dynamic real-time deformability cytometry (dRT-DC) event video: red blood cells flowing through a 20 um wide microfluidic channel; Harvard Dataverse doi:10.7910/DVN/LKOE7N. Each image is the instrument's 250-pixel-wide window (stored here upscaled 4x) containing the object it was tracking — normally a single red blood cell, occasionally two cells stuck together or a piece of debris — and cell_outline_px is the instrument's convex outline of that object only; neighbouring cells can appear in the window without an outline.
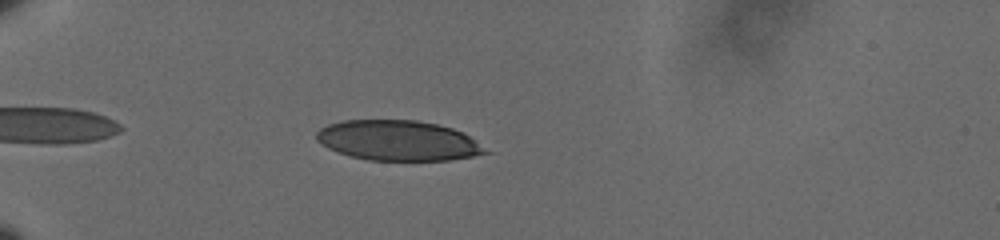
{"species": "human", "species_latin": "Homo sapiens", "temperature_condition": "cold", "stored_images_in_passage": 42, "camera_frame_rate_fps": 3000, "um_per_image_px": 0.085, "donor": {"sex": "male"}, "frame": {"image": 1, "passage_image": 6, "time_ms": 1.667, "image_size_px": [1000, 240], "cell_outline_px": [[492, 152], [472, 156], [448, 160], [368, 160], [352, 156], [328, 148], [316, 140], [316, 132], [320, 128], [328, 124], [344, 120], [416, 120], [436, 124], [452, 128], [464, 132]], "centroid_in_image_um": [33.86, 11.94], "position_along_channel_um": 51.1, "area_um2": 39.48}}
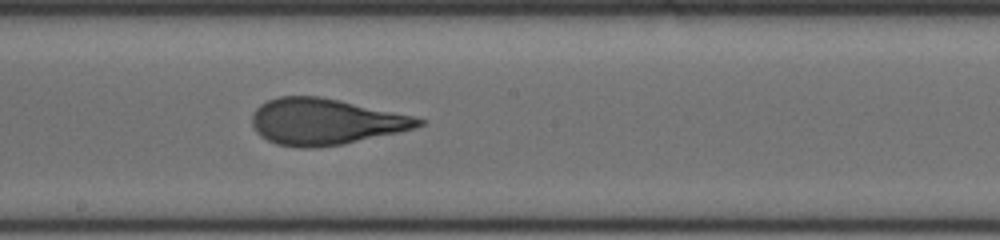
{"frame": {"image": 2, "passage_image": 23, "time_ms": 7.333, "image_size_px": [1000, 240], "cell_outline_px": [[424, 124], [412, 128], [396, 132], [344, 144], [316, 148], [304, 148], [276, 144], [260, 136], [256, 132], [252, 124], [252, 112], [260, 104], [268, 100], [280, 96], [320, 96], [412, 116], [424, 120]], "centroid_in_image_um": [27.57, 10.34], "position_along_channel_um": 220.6, "area_um2": 44.39}}
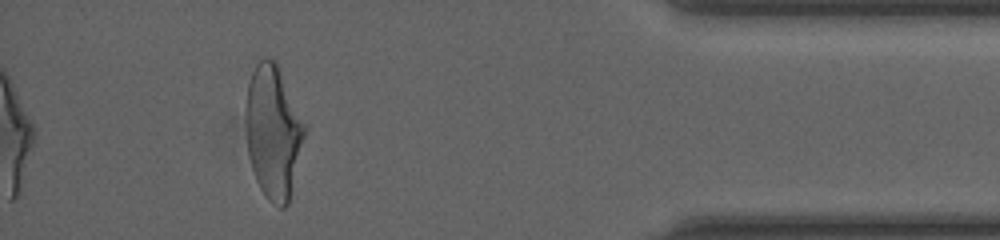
{"frame": {"image": 3, "passage_image": 42, "time_ms": 13.667, "image_size_px": [1000, 240], "cell_outline_px": [[308, 128], [288, 204], [284, 208], [280, 208], [268, 200], [264, 196], [256, 180], [248, 156], [248, 84], [252, 72], [256, 64], [264, 56], [268, 56], [276, 64], [308, 124]], "centroid_in_image_um": [23.29, 11.24], "position_along_channel_um": 411.9, "area_um2": 45.43}, "authors_computed_cell_mechanics": {"area_um2": 44.0725, "velocity_mm_per_s": 3.6092, "shape_relaxation_time_tau1_ms": 5.4342, "shape_relaxation_time_tau2_ms": 0.7855, "deformation_change_tau1": 0.2229, "deformation_change_tau2": 0.0917}}